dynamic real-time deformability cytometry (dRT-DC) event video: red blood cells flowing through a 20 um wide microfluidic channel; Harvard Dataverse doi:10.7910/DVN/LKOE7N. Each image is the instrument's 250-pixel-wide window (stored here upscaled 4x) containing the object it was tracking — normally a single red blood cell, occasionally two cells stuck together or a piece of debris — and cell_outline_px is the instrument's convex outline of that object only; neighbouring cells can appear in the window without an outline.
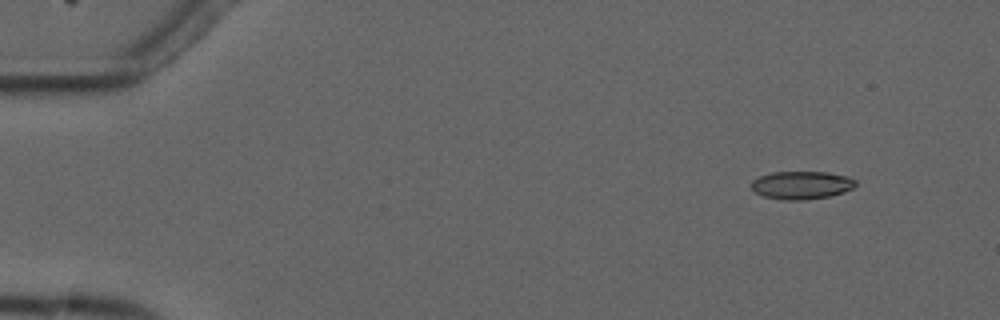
{"species": "common noctule bat (a hibernating species)", "species_latin": "Nyctalus noctula", "temperature_condition": "cold", "stored_images_in_passage": 4, "camera_frame_rate_fps": 3000, "um_per_image_px": 0.085, "animal": {"sex": "male", "forearm_length_mm": 52.5}, "frame": {"image": 1, "passage_image": 4, "time_ms": 5.0, "image_size_px": [1000, 320], "cell_outline_px": [[856, 184], [852, 188], [844, 192], [828, 196], [804, 200], [784, 200], [764, 196], [756, 192], [752, 188], [752, 180], [760, 176], [772, 172], [828, 172], [848, 176], [856, 180]], "centroid_in_image_um": [68.15, 15.73], "position_along_channel_um": 16.9, "area_um2": 16.94}}